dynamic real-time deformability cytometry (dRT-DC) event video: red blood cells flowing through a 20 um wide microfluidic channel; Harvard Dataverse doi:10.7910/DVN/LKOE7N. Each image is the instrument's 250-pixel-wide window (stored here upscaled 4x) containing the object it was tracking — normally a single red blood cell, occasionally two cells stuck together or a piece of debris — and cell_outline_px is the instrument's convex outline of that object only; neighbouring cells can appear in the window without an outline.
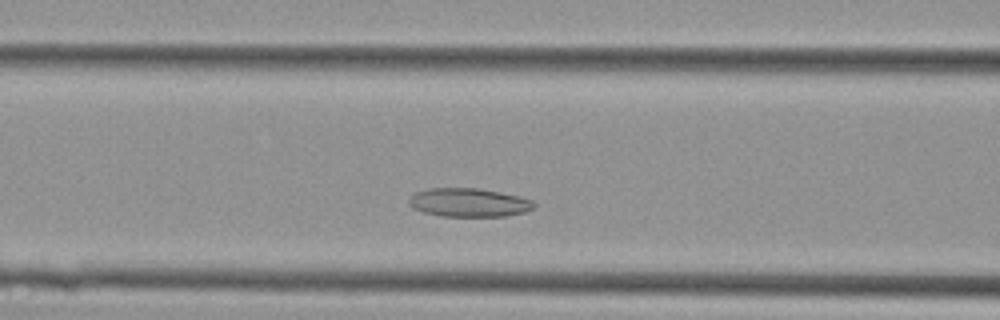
{"species": "Egyptian fruit bat (a non-hibernating species)", "species_latin": "Rousettus aegyptiacus", "temperature_condition": "cold", "stored_images_in_passage": 31, "camera_frame_rate_fps": 3000, "um_per_image_px": 0.085, "animal": {"sex": "female"}, "frame": {"image": 1, "passage_image": 5, "time_ms": 1.333, "image_size_px": [1000, 320], "cell_outline_px": [[536, 208], [524, 212], [508, 216], [440, 216], [424, 212], [412, 208], [408, 204], [408, 200], [416, 192], [428, 188], [480, 188], [520, 196], [532, 200], [536, 204]], "centroid_in_image_um": [39.88, 17.21], "position_along_channel_um": 126.7, "area_um2": 21.04}}
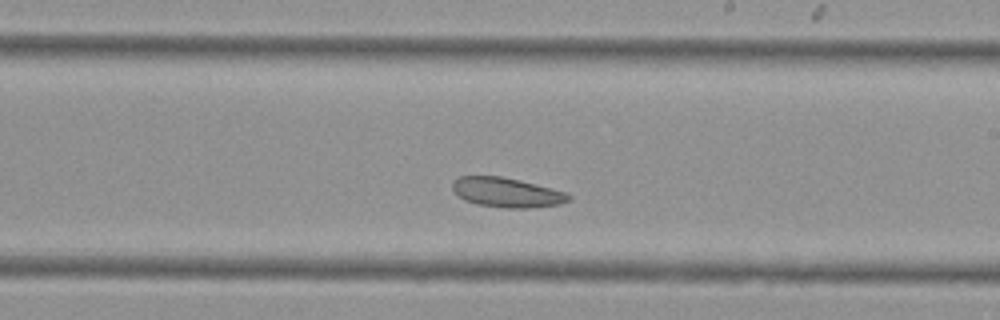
{"frame": {"image": 2, "passage_image": 13, "time_ms": 4.0, "image_size_px": [1000, 320], "cell_outline_px": [[572, 196], [568, 200], [560, 204], [528, 208], [504, 208], [476, 204], [464, 200], [452, 188], [452, 184], [460, 176], [500, 176], [520, 180], [568, 192]], "centroid_in_image_um": [43.1, 16.36], "position_along_channel_um": 245.9, "area_um2": 20.0}}
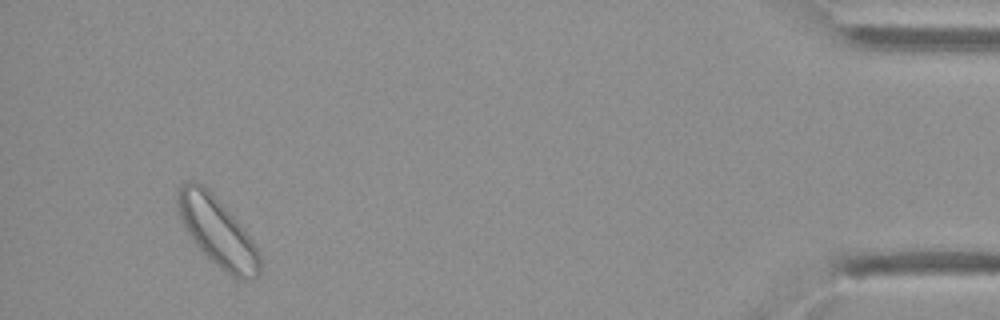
{"frame": {"image": 3, "passage_image": 29, "time_ms": 9.333, "image_size_px": [1000, 320], "cell_outline_px": [[260, 272], [252, 280], [236, 280], [220, 268], [188, 236], [180, 216], [176, 204], [176, 188], [188, 180], [196, 180], [208, 188], [236, 220], [256, 244], [260, 252]], "centroid_in_image_um": [18.46, 19.68], "position_along_channel_um": 416.7, "area_um2": 33.12}}